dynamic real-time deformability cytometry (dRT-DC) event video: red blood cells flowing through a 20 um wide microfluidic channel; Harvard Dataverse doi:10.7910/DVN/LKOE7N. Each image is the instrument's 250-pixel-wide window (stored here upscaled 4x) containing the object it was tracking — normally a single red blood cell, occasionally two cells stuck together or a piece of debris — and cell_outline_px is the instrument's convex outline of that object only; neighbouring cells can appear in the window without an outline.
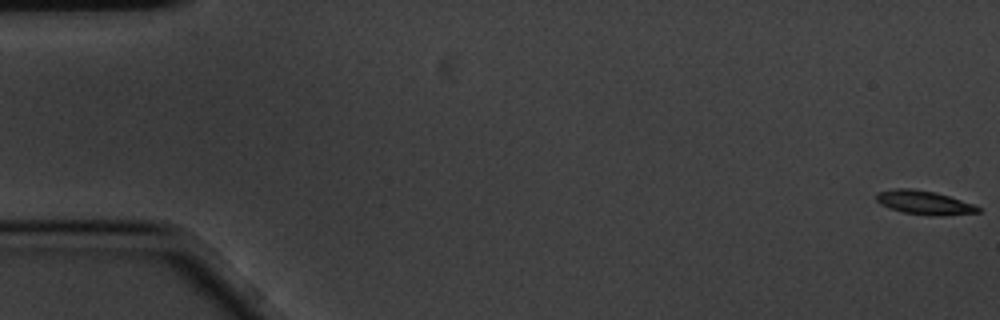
{"species": "common noctule bat (a hibernating species)", "species_latin": "Nyctalus noctula", "temperature_condition": "cold", "stored_images_in_passage": 5, "camera_frame_rate_fps": 3000, "um_per_image_px": 0.085, "animal": {"sex": "male", "body_mass_g": 20.1, "forearm_length_mm": 53.5}, "frame": {"image": 1, "passage_image": 1, "time_ms": 0.0, "image_size_px": [1000, 320], "cell_outline_px": [[980, 212], [944, 216], [932, 216], [900, 212], [888, 208], [880, 204], [876, 200], [876, 192], [892, 188], [912, 188], [936, 192], [972, 204], [980, 208]], "centroid_in_image_um": [78.49, 17.22], "position_along_channel_um": 6.5, "area_um2": 14.33}}
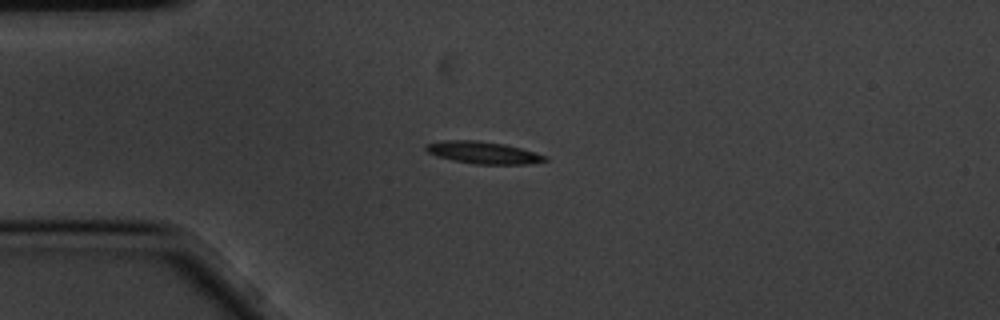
{"frame": {"image": 2, "passage_image": 5, "time_ms": 1.333, "image_size_px": [1000, 320], "cell_outline_px": [[548, 160], [528, 164], [476, 164], [452, 160], [436, 156], [428, 152], [424, 148], [428, 144], [444, 140], [476, 140], [504, 144], [520, 148], [548, 156]], "centroid_in_image_um": [41.08, 12.97], "position_along_channel_um": 43.9, "area_um2": 15.26}}